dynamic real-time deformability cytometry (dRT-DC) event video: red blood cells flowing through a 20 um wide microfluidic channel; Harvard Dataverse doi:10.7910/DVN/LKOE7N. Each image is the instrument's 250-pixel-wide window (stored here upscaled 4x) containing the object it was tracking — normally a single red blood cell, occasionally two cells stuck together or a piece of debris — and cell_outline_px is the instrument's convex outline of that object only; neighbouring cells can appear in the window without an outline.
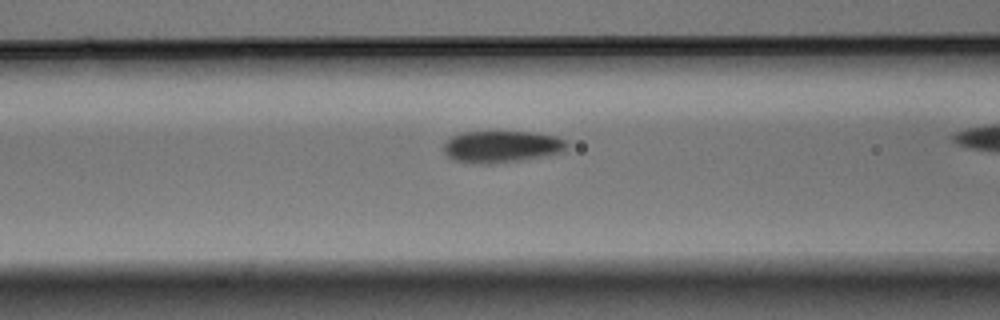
{"species": "Egyptian fruit bat (a non-hibernating species)", "species_latin": "Rousettus aegyptiacus", "temperature_condition": "warm", "stored_images_in_passage": 10, "camera_frame_rate_fps": 3000, "um_per_image_px": 0.085, "animal": {"sex": "male"}, "frame": {"image": 1, "passage_image": 7, "time_ms": 2.0, "image_size_px": [1000, 320], "cell_outline_px": [[568, 144], [564, 152], [544, 156], [520, 160], [492, 164], [480, 164], [452, 160], [444, 152], [444, 144], [452, 136], [460, 132], [536, 132], [556, 136], [564, 140]], "centroid_in_image_um": [42.64, 12.46], "position_along_channel_um": 124.0, "area_um2": 22.95}}
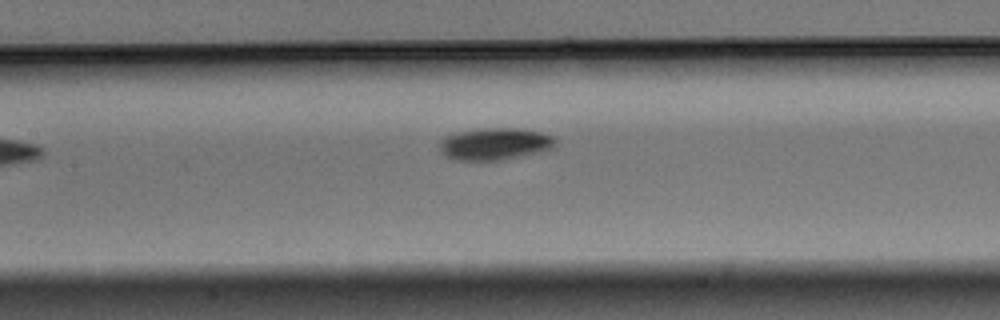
{"frame": {"image": 2, "passage_image": 9, "time_ms": 2.667, "image_size_px": [1000, 320], "cell_outline_px": [[556, 140], [552, 148], [540, 152], [504, 160], [452, 160], [444, 156], [440, 152], [440, 140], [448, 136], [460, 132], [480, 128], [520, 128], [540, 132], [552, 136]], "centroid_in_image_um": [42.05, 12.24], "position_along_channel_um": 165.4, "area_um2": 21.68}}
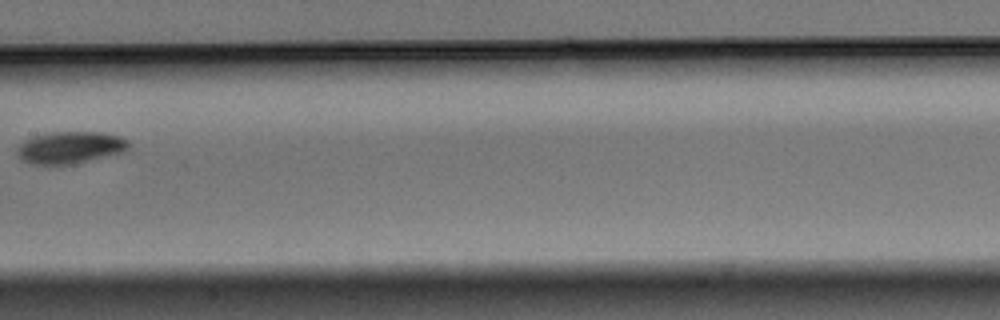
{"frame": {"image": 3, "passage_image": 10, "time_ms": 3.0, "image_size_px": [1000, 320], "cell_outline_px": [[132, 144], [124, 152], [72, 164], [32, 164], [16, 156], [16, 148], [24, 140], [32, 136], [52, 132], [104, 132], [120, 136], [128, 140]], "centroid_in_image_um": [5.97, 12.52], "position_along_channel_um": 201.4, "area_um2": 20.98}}